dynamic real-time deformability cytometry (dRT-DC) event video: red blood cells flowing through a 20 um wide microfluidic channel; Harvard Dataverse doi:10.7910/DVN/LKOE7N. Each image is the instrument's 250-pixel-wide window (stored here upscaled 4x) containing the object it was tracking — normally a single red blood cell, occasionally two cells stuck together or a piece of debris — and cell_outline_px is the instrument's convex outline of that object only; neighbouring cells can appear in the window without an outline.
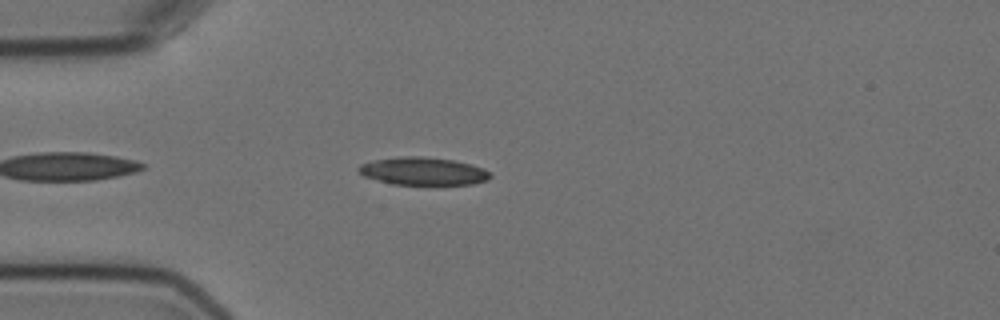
{"species": "Egyptian fruit bat (a non-hibernating species)", "species_latin": "Rousettus aegyptiacus", "temperature_condition": "cold", "stored_images_in_passage": 4, "camera_frame_rate_fps": 3000, "um_per_image_px": 0.085, "animal": {"sex": "female"}, "frame": {"image": 1, "passage_image": 4, "time_ms": 3.333, "image_size_px": [1000, 320], "cell_outline_px": [[492, 176], [488, 180], [472, 184], [436, 188], [392, 184], [364, 176], [356, 168], [360, 164], [372, 160], [400, 156], [424, 156], [452, 160], [472, 164], [484, 168]], "centroid_in_image_um": [36.0, 14.6], "position_along_channel_um": 49.0, "area_um2": 22.48}}